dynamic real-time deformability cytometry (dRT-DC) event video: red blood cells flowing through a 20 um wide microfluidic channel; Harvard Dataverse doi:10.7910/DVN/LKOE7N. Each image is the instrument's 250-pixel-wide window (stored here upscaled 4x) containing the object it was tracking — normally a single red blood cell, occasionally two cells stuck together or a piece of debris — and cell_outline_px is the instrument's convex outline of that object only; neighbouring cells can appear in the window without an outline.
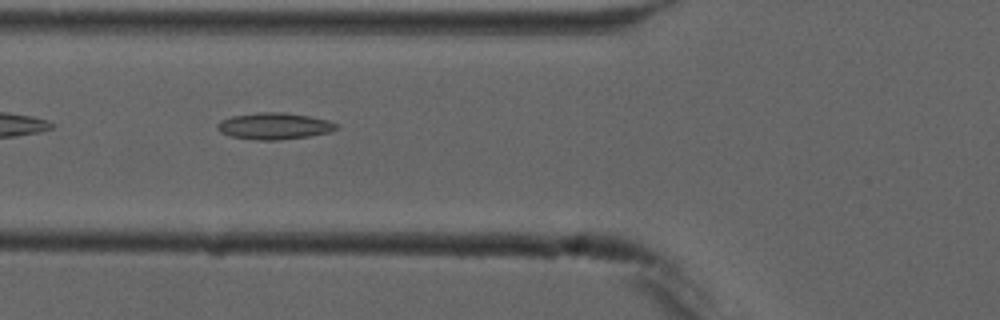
{"species": "common noctule bat (a hibernating species)", "species_latin": "Nyctalus noctula", "temperature_condition": "cold", "stored_images_in_passage": 7, "camera_frame_rate_fps": 3000, "um_per_image_px": 0.085, "animal": {"sex": "male", "forearm_length_mm": 52.5}, "frame": {"image": 1, "passage_image": 6, "time_ms": 5.667, "image_size_px": [1000, 320], "cell_outline_px": [[340, 128], [328, 132], [308, 136], [280, 140], [256, 140], [232, 136], [220, 132], [216, 128], [216, 124], [220, 120], [232, 116], [260, 112], [284, 112], [308, 116], [328, 120], [340, 124]], "centroid_in_image_um": [23.32, 10.71], "position_along_channel_um": 102.5, "area_um2": 18.5}}
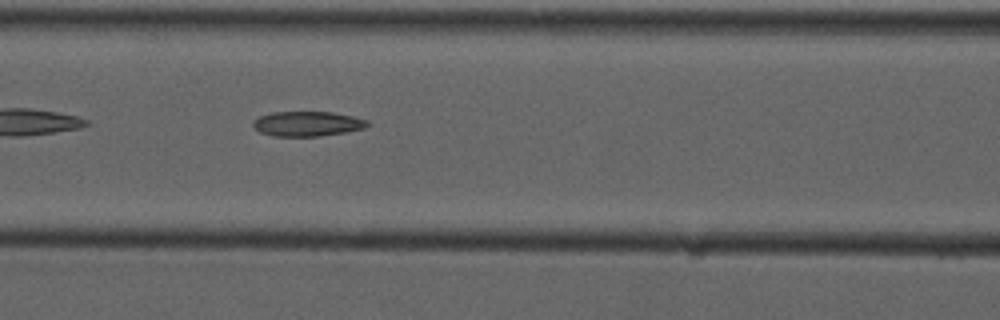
{"frame": {"image": 2, "passage_image": 7, "time_ms": 6.667, "image_size_px": [1000, 320], "cell_outline_px": [[372, 124], [364, 128], [344, 132], [320, 136], [272, 136], [260, 132], [252, 124], [252, 120], [260, 116], [272, 112], [332, 112], [352, 116], [368, 120]], "centroid_in_image_um": [26.13, 10.52], "position_along_channel_um": 140.5, "area_um2": 16.59}}